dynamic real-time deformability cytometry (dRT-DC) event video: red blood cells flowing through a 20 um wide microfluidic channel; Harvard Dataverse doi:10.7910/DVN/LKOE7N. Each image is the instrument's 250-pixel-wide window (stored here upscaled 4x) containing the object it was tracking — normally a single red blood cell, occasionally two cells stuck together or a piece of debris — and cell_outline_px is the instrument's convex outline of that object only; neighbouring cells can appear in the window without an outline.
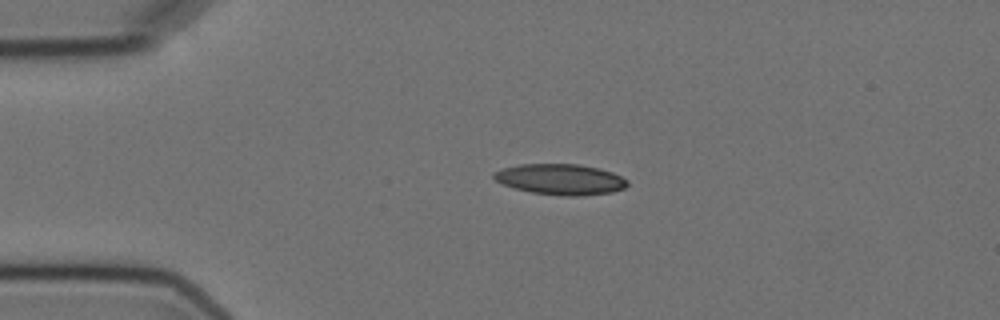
{"species": "Egyptian fruit bat (a non-hibernating species)", "species_latin": "Rousettus aegyptiacus", "temperature_condition": "cold", "stored_images_in_passage": 2, "camera_frame_rate_fps": 3000, "um_per_image_px": 0.085, "animal": {"sex": "female"}, "frame": {"image": 1, "passage_image": 1, "time_ms": 0.0, "image_size_px": [1000, 320], "cell_outline_px": [[628, 184], [624, 188], [612, 192], [584, 196], [564, 196], [532, 192], [500, 184], [492, 176], [492, 172], [504, 168], [520, 164], [576, 164], [600, 168], [612, 172], [628, 180]], "centroid_in_image_um": [47.64, 15.24], "position_along_channel_um": 37.4, "area_um2": 23.99}}